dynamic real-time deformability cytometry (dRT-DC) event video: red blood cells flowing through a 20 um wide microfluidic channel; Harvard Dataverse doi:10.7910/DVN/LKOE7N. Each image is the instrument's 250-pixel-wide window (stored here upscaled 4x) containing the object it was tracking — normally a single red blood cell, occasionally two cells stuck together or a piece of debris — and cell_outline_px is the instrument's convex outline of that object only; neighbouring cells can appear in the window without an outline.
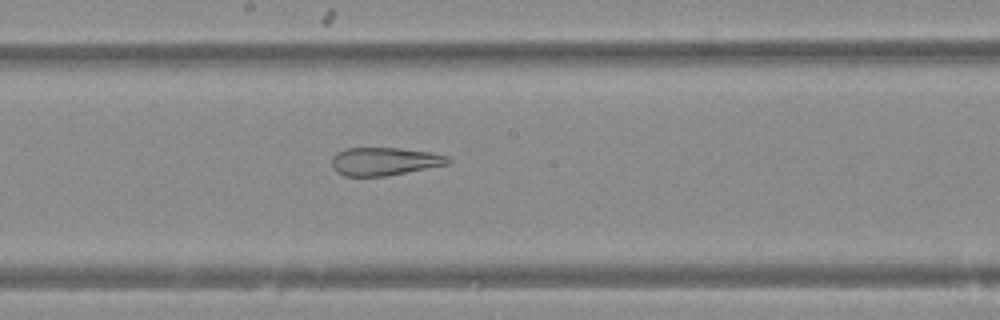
{"species": "Egyptian fruit bat (a non-hibernating species)", "species_latin": "Rousettus aegyptiacus", "temperature_condition": "warm", "stored_images_in_passage": 41, "camera_frame_rate_fps": 3000, "um_per_image_px": 0.085, "animal": {"sex": "female"}, "frame": {"image": 1, "passage_image": 17, "time_ms": 5.333, "image_size_px": [1000, 320], "cell_outline_px": [[452, 160], [448, 164], [384, 176], [344, 176], [336, 172], [332, 168], [332, 156], [336, 152], [344, 148], [400, 148], [432, 152], [448, 156]], "centroid_in_image_um": [32.65, 13.71], "position_along_channel_um": 215.6, "area_um2": 19.07}}
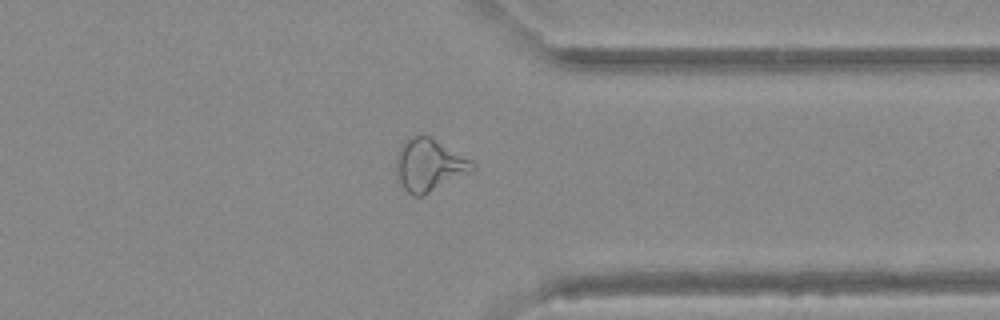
{"frame": {"image": 2, "passage_image": 29, "time_ms": 9.333, "image_size_px": [1000, 320], "cell_outline_px": [[476, 168], [424, 196], [412, 196], [404, 188], [400, 180], [396, 168], [396, 160], [400, 144], [404, 140], [412, 136], [424, 132], [432, 136], [472, 160], [476, 164]], "centroid_in_image_um": [36.48, 13.98], "position_along_channel_um": 374.9, "area_um2": 23.52}}
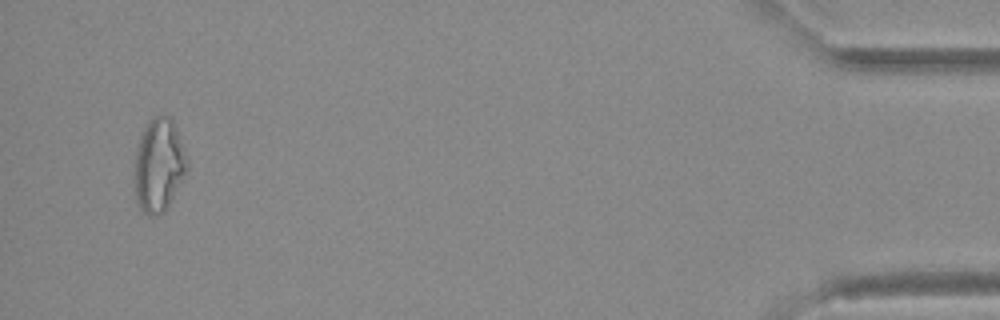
{"frame": {"image": 3, "passage_image": 38, "time_ms": 12.333, "image_size_px": [1000, 320], "cell_outline_px": [[188, 168], [184, 176], [164, 212], [152, 216], [148, 216], [136, 204], [136, 148], [140, 136], [144, 128], [152, 116], [172, 116], [176, 124], [188, 160]], "centroid_in_image_um": [13.52, 14.0], "position_along_channel_um": 421.7, "area_um2": 28.5}}